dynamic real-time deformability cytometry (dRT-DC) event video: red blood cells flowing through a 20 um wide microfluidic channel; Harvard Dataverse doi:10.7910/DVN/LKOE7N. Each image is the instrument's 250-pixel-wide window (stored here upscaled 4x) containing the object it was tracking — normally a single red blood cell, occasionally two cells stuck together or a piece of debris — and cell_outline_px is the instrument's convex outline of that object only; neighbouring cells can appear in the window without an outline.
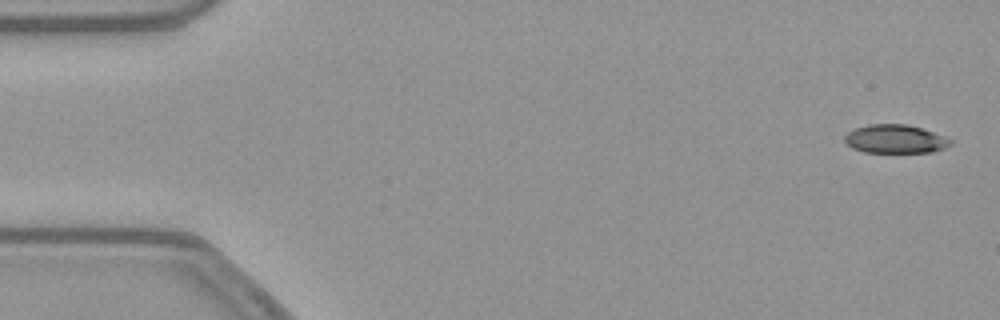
{"species": "common noctule bat (a hibernating species)", "species_latin": "Nyctalus noctula", "temperature_condition": "warm", "stored_images_in_passage": 52, "camera_frame_rate_fps": 3000, "um_per_image_px": 0.085, "animal": {"sex": "female", "body_mass_g": 21.9}, "frame": {"image": 1, "passage_image": 1, "time_ms": 0.0, "image_size_px": [1000, 320], "cell_outline_px": [[952, 144], [944, 148], [932, 152], [864, 152], [852, 148], [844, 140], [844, 136], [848, 132], [856, 128], [868, 124], [908, 124], [944, 136], [952, 140]], "centroid_in_image_um": [76.09, 11.81], "position_along_channel_um": 8.9, "area_um2": 17.51}}
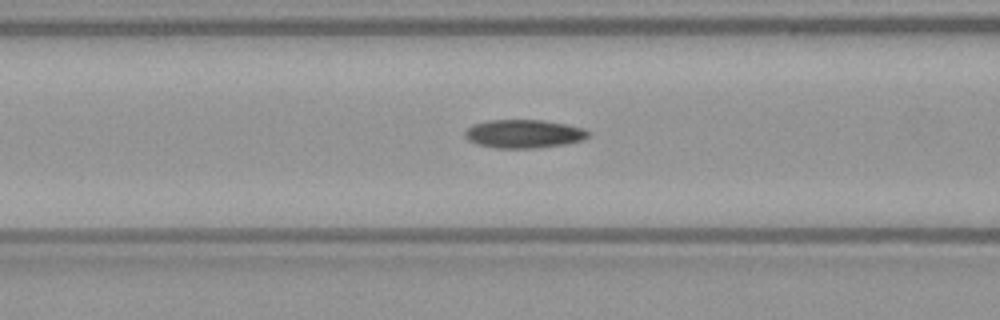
{"frame": {"image": 2, "passage_image": 20, "time_ms": 6.333, "image_size_px": [1000, 320], "cell_outline_px": [[588, 136], [584, 140], [568, 144], [536, 148], [496, 148], [476, 144], [468, 140], [464, 136], [464, 132], [472, 124], [488, 120], [544, 120], [584, 128], [588, 132]], "centroid_in_image_um": [44.51, 11.38], "position_along_channel_um": 122.1, "area_um2": 20.58}}
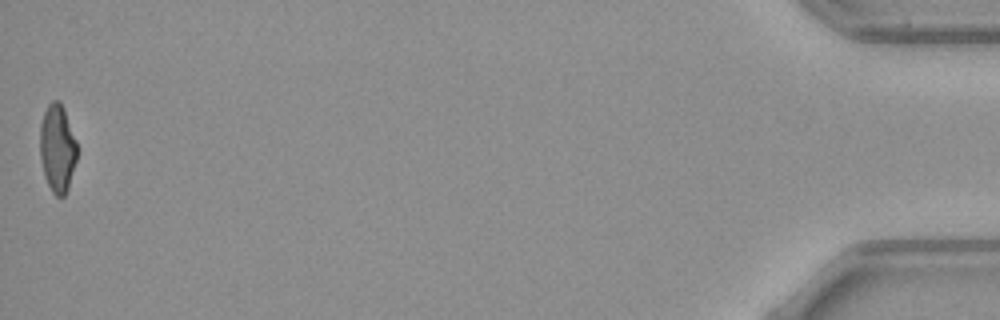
{"frame": {"image": 3, "passage_image": 52, "time_ms": 17.0, "image_size_px": [1000, 320], "cell_outline_px": [[76, 160], [68, 188], [64, 196], [56, 196], [52, 192], [44, 176], [40, 160], [40, 124], [44, 112], [48, 104], [52, 100], [60, 100], [64, 108], [76, 140]], "centroid_in_image_um": [4.86, 12.58], "position_along_channel_um": 430.3, "area_um2": 19.02}, "authors_computed_cell_mechanics": {"area_um2": 19.941, "velocity_mm_per_s": 3.8854, "shape_relaxation_time_tau1_ms": 5.3197, "shape_relaxation_time_tau2_ms": 3.6158, "deformation_change_tau1": 0.1874, "deformation_change_tau2": 0.1105}}